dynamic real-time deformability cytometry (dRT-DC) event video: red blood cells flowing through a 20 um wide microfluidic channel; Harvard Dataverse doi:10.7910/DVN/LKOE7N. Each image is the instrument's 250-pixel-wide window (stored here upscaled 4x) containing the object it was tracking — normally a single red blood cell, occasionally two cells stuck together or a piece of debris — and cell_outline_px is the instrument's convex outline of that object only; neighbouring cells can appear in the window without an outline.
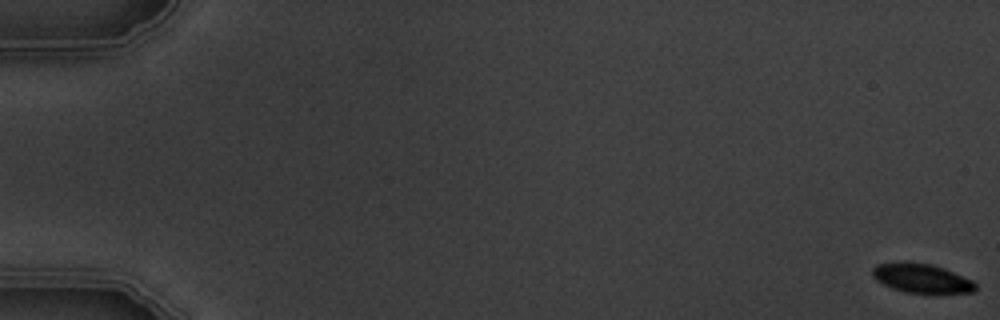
{"species": "common noctule bat (a hibernating species)", "species_latin": "Nyctalus noctula", "temperature_condition": "warm", "stored_images_in_passage": 6, "camera_frame_rate_fps": 3000, "um_per_image_px": 0.085, "animal": {"sex": "male", "body_mass_g": 19.5, "forearm_length_mm": 54.6}, "frame": {"image": 1, "passage_image": 1, "time_ms": 0.0, "image_size_px": [1000, 320], "cell_outline_px": [[976, 288], [972, 292], [904, 292], [892, 288], [876, 280], [872, 276], [872, 268], [876, 264], [900, 260], [904, 260], [932, 264], [944, 268], [972, 280], [976, 284]], "centroid_in_image_um": [78.26, 23.6], "position_along_channel_um": 6.7, "area_um2": 17.57}}